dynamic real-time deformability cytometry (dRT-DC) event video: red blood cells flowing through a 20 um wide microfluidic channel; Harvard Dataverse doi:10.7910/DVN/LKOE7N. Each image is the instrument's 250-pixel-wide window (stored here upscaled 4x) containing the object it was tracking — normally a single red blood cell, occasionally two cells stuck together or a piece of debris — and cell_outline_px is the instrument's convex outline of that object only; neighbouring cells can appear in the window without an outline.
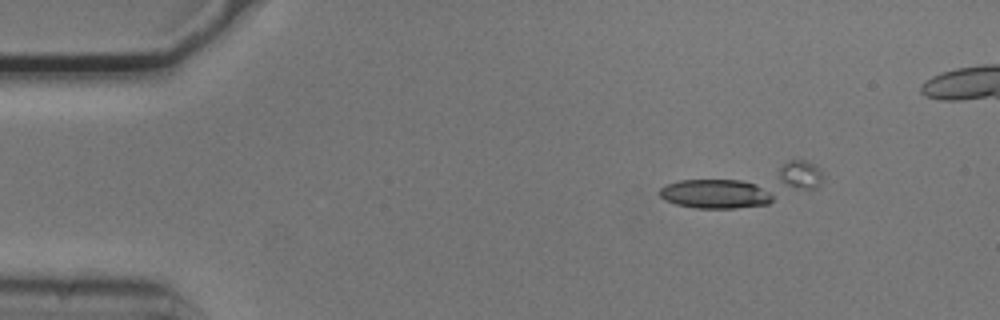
{"species": "common noctule bat (a hibernating species)", "species_latin": "Nyctalus noctula", "temperature_condition": "cold", "stored_images_in_passage": 19, "camera_frame_rate_fps": 3000, "um_per_image_px": 0.085, "animal": {"sex": "male", "body_mass_g": 20.5, "forearm_length_mm": 52.5}, "frame": {"image": 1, "passage_image": 7, "time_ms": 2.0, "image_size_px": [1000, 320], "cell_outline_px": [[772, 200], [768, 204], [736, 208], [692, 208], [676, 204], [664, 200], [660, 196], [660, 188], [668, 184], [680, 180], [740, 180], [772, 188]], "centroid_in_image_um": [60.87, 16.48], "position_along_channel_um": 24.1, "area_um2": 19.54}}
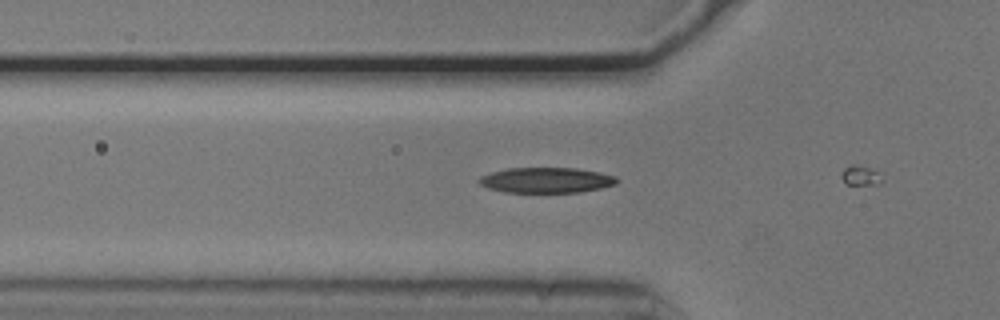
{"frame": {"image": 2, "passage_image": 17, "time_ms": 5.333, "image_size_px": [1000, 320], "cell_outline_px": [[620, 180], [616, 184], [600, 188], [580, 192], [504, 192], [488, 188], [480, 184], [476, 180], [480, 176], [492, 172], [508, 168], [576, 168], [600, 172], [616, 176]], "centroid_in_image_um": [46.44, 15.31], "position_along_channel_um": 79.4, "area_um2": 20.46}}